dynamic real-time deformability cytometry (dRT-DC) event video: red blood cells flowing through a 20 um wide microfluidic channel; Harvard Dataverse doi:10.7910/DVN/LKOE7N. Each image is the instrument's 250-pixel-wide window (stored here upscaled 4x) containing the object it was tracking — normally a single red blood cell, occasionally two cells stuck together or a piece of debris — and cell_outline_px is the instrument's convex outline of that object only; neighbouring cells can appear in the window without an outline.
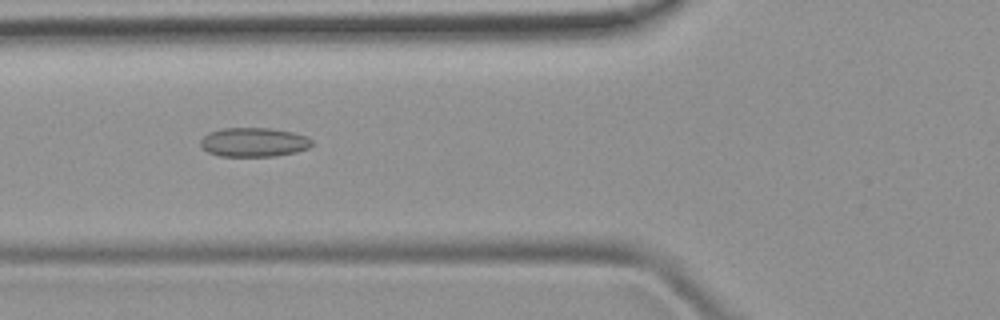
{"species": "common noctule bat (a hibernating species)", "species_latin": "Nyctalus noctula", "temperature_condition": "room temperature", "stored_images_in_passage": 48, "camera_frame_rate_fps": 3000, "um_per_image_px": 0.085, "animal": {"sex": "female", "body_mass_g": 19.9}, "frame": {"image": 1, "passage_image": 18, "time_ms": 5.667, "image_size_px": [1000, 320], "cell_outline_px": [[312, 144], [308, 148], [296, 152], [276, 156], [220, 156], [208, 152], [200, 144], [200, 140], [208, 132], [220, 128], [268, 128], [292, 132], [308, 136], [312, 140]], "centroid_in_image_um": [21.57, 12.08], "position_along_channel_um": 104.2, "area_um2": 18.96}}
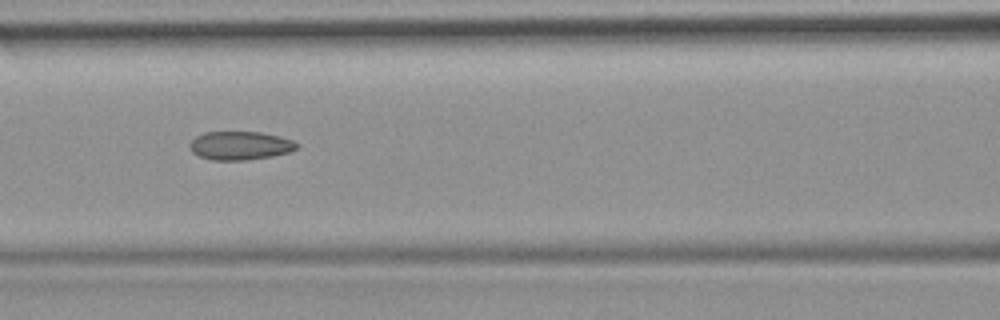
{"frame": {"image": 2, "passage_image": 21, "time_ms": 6.667, "image_size_px": [1000, 320], "cell_outline_px": [[300, 144], [296, 148], [288, 152], [272, 156], [244, 160], [212, 160], [200, 156], [192, 152], [188, 144], [196, 136], [204, 132], [260, 132], [280, 136], [292, 140]], "centroid_in_image_um": [20.4, 12.37], "position_along_channel_um": 146.2, "area_um2": 17.74}}
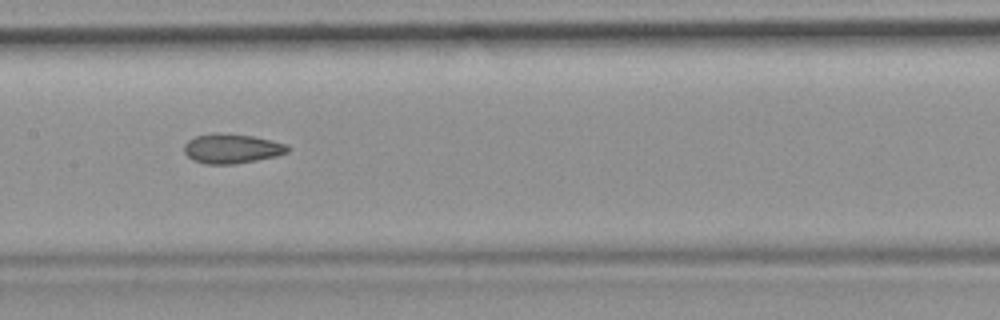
{"frame": {"image": 3, "passage_image": 24, "time_ms": 7.667, "image_size_px": [1000, 320], "cell_outline_px": [[288, 152], [276, 156], [256, 160], [232, 164], [204, 164], [192, 160], [184, 152], [184, 144], [188, 140], [196, 136], [216, 132], [220, 132], [252, 136], [272, 140], [288, 144]], "centroid_in_image_um": [19.68, 12.62], "position_along_channel_um": 187.7, "area_um2": 17.92}}